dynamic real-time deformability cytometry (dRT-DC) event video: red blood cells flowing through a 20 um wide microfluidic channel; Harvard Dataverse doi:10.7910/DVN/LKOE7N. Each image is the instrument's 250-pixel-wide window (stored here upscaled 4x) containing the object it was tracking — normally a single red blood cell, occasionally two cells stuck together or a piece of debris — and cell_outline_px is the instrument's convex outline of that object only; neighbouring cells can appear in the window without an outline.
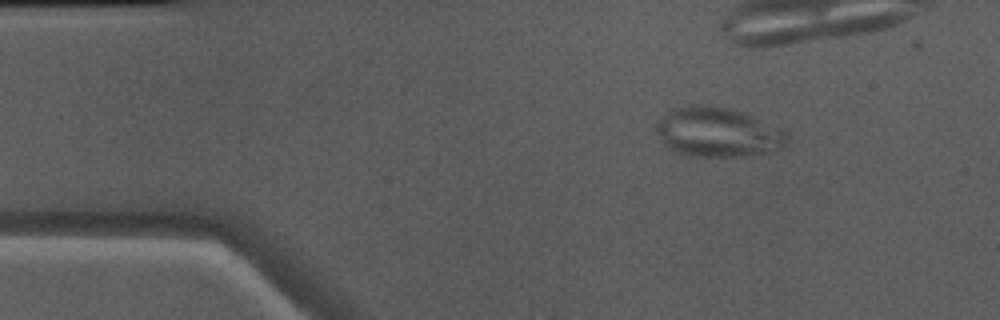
{"species": "Egyptian fruit bat (a non-hibernating species)", "species_latin": "Rousettus aegyptiacus", "temperature_condition": "warm", "stored_images_in_passage": 21, "camera_frame_rate_fps": 3000, "um_per_image_px": 0.085, "animal": {"sex": "male"}, "frame": {"image": 1, "passage_image": 4, "time_ms": 1.0, "image_size_px": [1000, 320], "cell_outline_px": [[788, 140], [784, 148], [772, 152], [740, 156], [700, 156], [680, 152], [664, 144], [656, 132], [656, 124], [672, 108], [688, 104], [708, 104], [728, 108], [752, 116], [780, 128], [788, 132]], "centroid_in_image_um": [61.05, 11.22], "position_along_channel_um": 23.9, "area_um2": 37.57}}